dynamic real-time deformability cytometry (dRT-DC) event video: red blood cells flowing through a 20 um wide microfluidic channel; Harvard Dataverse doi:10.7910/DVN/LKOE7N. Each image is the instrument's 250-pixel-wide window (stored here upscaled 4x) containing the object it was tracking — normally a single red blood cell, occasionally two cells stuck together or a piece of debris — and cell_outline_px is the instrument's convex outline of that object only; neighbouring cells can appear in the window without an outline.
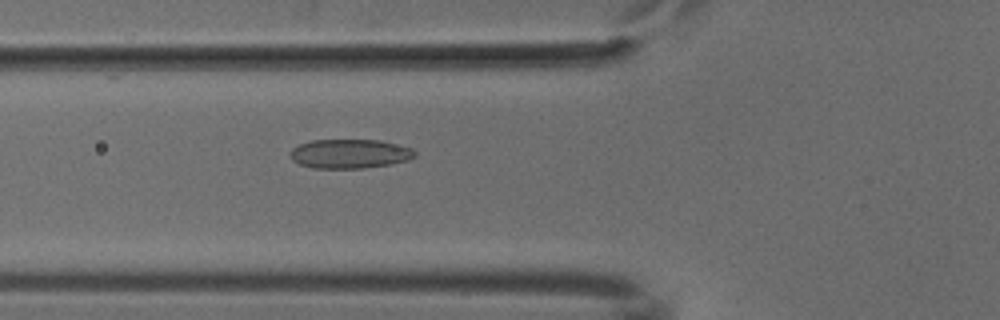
{"species": "common noctule bat (a hibernating species)", "species_latin": "Nyctalus noctula", "temperature_condition": "cold", "stored_images_in_passage": 44, "camera_frame_rate_fps": 3000, "um_per_image_px": 0.085, "animal": {"sex": "male", "body_mass_g": 18.8}, "frame": {"image": 1, "passage_image": 11, "time_ms": 3.333, "image_size_px": [1000, 320], "cell_outline_px": [[416, 156], [408, 160], [388, 164], [360, 168], [312, 168], [300, 164], [292, 160], [292, 148], [300, 144], [312, 140], [380, 140], [412, 148], [416, 152]], "centroid_in_image_um": [29.74, 13.06], "position_along_channel_um": 96.1, "area_um2": 20.98}}
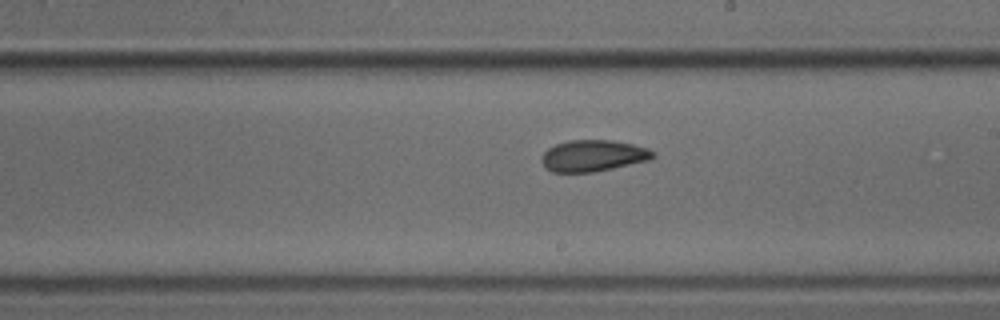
{"frame": {"image": 2, "passage_image": 22, "time_ms": 7.0, "image_size_px": [1000, 320], "cell_outline_px": [[656, 156], [648, 160], [612, 168], [592, 172], [552, 172], [540, 160], [540, 156], [548, 148], [556, 144], [568, 140], [612, 140], [632, 144], [648, 148], [656, 152]], "centroid_in_image_um": [50.42, 13.22], "position_along_channel_um": 238.6, "area_um2": 20.35}}
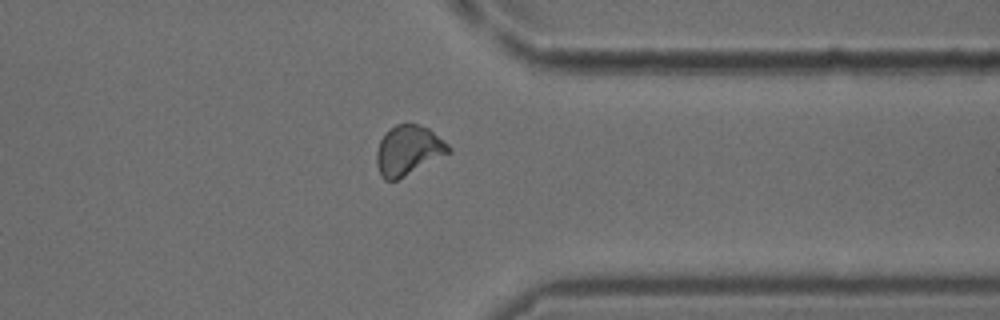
{"frame": {"image": 3, "passage_image": 33, "time_ms": 10.667, "image_size_px": [1000, 320], "cell_outline_px": [[452, 152], [396, 180], [384, 180], [380, 176], [376, 164], [376, 152], [380, 140], [384, 132], [388, 128], [396, 124], [416, 124], [428, 128], [448, 144], [452, 148]], "centroid_in_image_um": [34.68, 12.77], "position_along_channel_um": 376.7, "area_um2": 20.92}}